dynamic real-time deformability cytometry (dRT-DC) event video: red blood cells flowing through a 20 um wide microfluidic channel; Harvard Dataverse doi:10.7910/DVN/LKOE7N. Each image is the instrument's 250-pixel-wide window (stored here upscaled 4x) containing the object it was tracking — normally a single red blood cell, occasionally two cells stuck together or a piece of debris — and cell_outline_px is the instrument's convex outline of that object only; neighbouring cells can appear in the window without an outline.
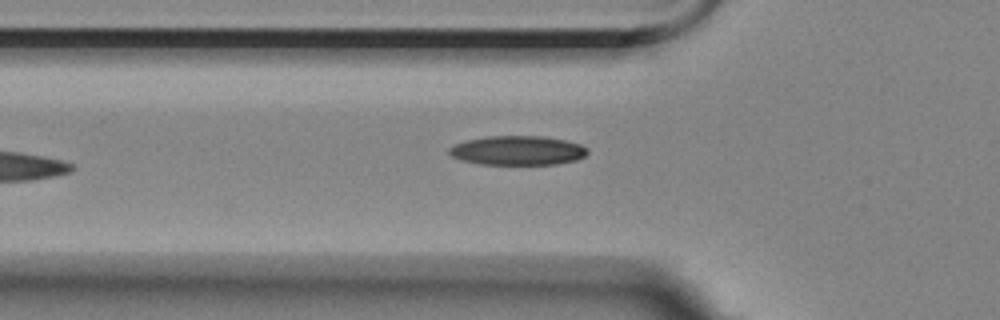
{"species": "Egyptian fruit bat (a non-hibernating species)", "species_latin": "Rousettus aegyptiacus", "temperature_condition": "room temperature", "stored_images_in_passage": 5, "camera_frame_rate_fps": 3000, "um_per_image_px": 0.085, "animal": {"sex": "female"}, "frame": {"image": 1, "passage_image": 4, "time_ms": 3.667, "image_size_px": [1000, 320], "cell_outline_px": [[588, 152], [584, 156], [576, 160], [556, 164], [480, 164], [460, 160], [452, 156], [448, 152], [448, 148], [456, 144], [468, 140], [488, 136], [544, 136], [564, 140], [580, 144], [588, 148]], "centroid_in_image_um": [44.0, 12.79], "position_along_channel_um": 81.8, "area_um2": 23.52}}
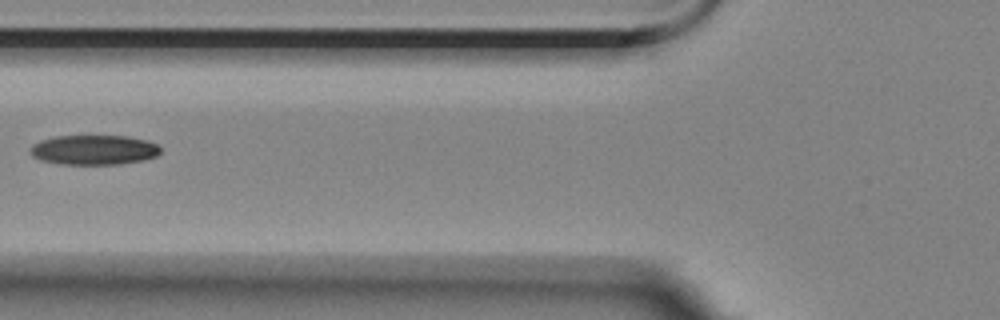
{"frame": {"image": 2, "passage_image": 5, "time_ms": 4.667, "image_size_px": [1000, 320], "cell_outline_px": [[160, 152], [156, 156], [144, 160], [120, 164], [64, 164], [40, 160], [32, 156], [28, 152], [28, 148], [32, 144], [40, 140], [52, 136], [128, 136], [148, 140], [156, 144], [160, 148]], "centroid_in_image_um": [7.94, 12.73], "position_along_channel_um": 117.9, "area_um2": 22.83}}